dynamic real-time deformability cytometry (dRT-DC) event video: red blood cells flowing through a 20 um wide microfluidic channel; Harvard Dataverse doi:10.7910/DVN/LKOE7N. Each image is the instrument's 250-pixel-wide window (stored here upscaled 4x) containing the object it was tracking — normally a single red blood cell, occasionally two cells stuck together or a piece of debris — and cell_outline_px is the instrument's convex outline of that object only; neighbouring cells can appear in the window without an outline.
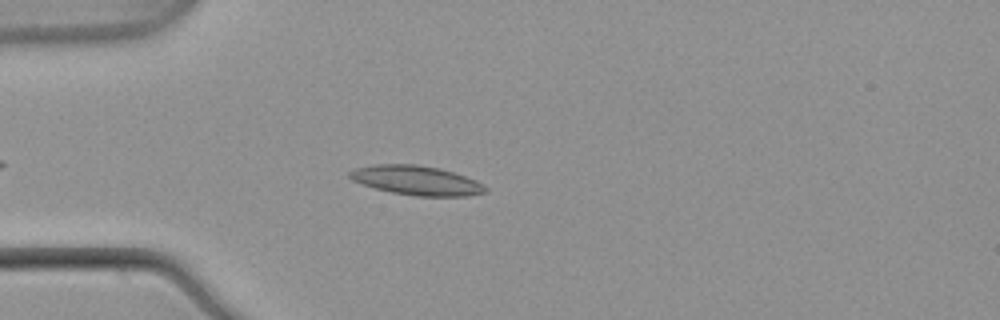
{"species": "common noctule bat (a hibernating species)", "species_latin": "Nyctalus noctula", "temperature_condition": "warm", "stored_images_in_passage": 45, "camera_frame_rate_fps": 3000, "um_per_image_px": 0.085, "animal": {"sex": "male", "body_mass_g": 21.5, "forearm_length_mm": 52.0}, "frame": {"image": 1, "passage_image": 7, "time_ms": 2.0, "image_size_px": [1000, 320], "cell_outline_px": [[488, 192], [468, 196], [416, 196], [392, 192], [376, 188], [352, 180], [348, 176], [348, 172], [356, 168], [376, 164], [416, 164], [440, 168], [476, 180], [484, 184], [488, 188]], "centroid_in_image_um": [35.44, 15.33], "position_along_channel_um": 49.6, "area_um2": 23.18}}
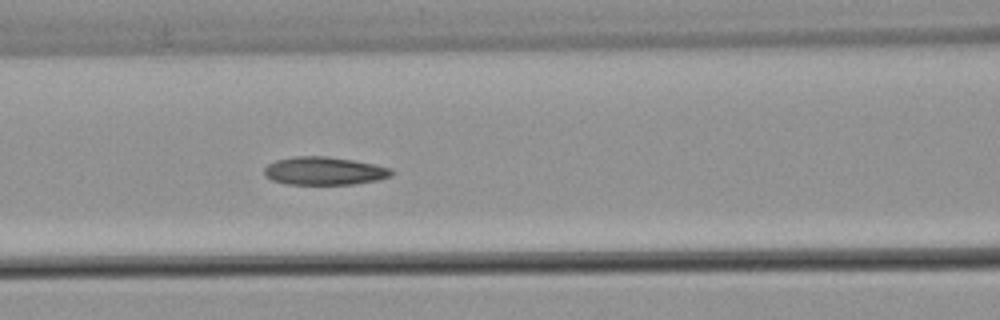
{"frame": {"image": 2, "passage_image": 15, "time_ms": 4.667, "image_size_px": [1000, 320], "cell_outline_px": [[396, 172], [392, 176], [380, 180], [356, 184], [284, 184], [272, 180], [264, 172], [264, 168], [268, 164], [276, 160], [292, 156], [328, 156], [352, 160], [392, 168]], "centroid_in_image_um": [27.61, 14.53], "position_along_channel_um": 139.0, "area_um2": 20.98}}
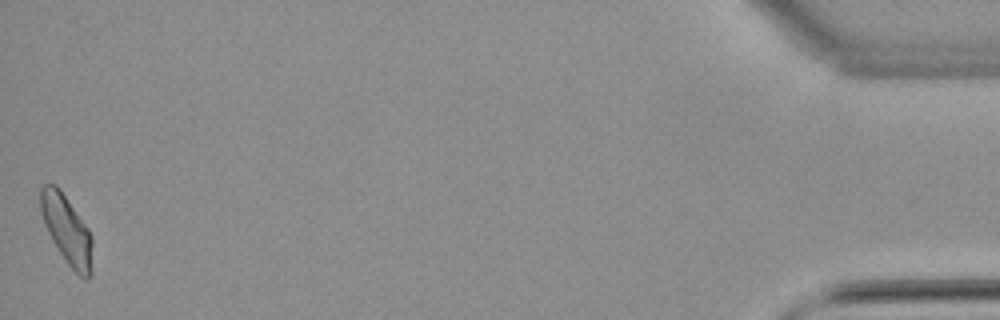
{"frame": {"image": 3, "passage_image": 45, "time_ms": 14.667, "image_size_px": [1000, 320], "cell_outline_px": [[92, 276], [88, 280], [84, 280], [68, 264], [52, 240], [44, 224], [40, 212], [40, 188], [44, 184], [56, 184], [60, 188], [88, 228], [92, 236]], "centroid_in_image_um": [5.69, 19.53], "position_along_channel_um": 429.5, "area_um2": 20.92}, "authors_computed_cell_mechanics": {"area_um2": 20.9236, "velocity_mm_per_s": 3.8711, "shape_relaxation_time_tau1_ms": null, "shape_relaxation_time_tau2_ms": 3.8741, "deformation_change_tau1": null, "deformation_change_tau2": 0.0891}}